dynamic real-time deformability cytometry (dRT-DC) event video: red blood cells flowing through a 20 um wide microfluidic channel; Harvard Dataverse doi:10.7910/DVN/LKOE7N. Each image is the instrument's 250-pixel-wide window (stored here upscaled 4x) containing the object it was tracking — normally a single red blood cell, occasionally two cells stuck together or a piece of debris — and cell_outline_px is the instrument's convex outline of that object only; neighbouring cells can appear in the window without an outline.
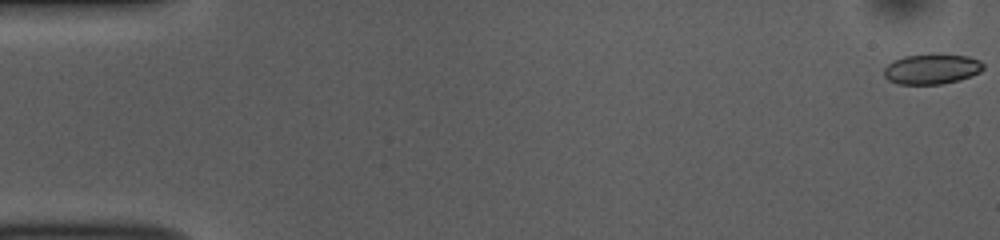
{"species": "common noctule bat (a hibernating species)", "species_latin": "Nyctalus noctula", "temperature_condition": "room temperature", "stored_images_in_passage": 54, "camera_frame_rate_fps": 3000, "um_per_image_px": 0.085, "animal": {"sex": "female", "body_mass_g": 10.0, "forearm_length_mm": 53.1}, "frame": {"image": 1, "passage_image": 1, "time_ms": 0.0, "image_size_px": [1000, 240], "cell_outline_px": [[984, 68], [980, 72], [972, 76], [960, 80], [940, 84], [900, 84], [888, 80], [884, 76], [884, 68], [892, 60], [904, 56], [932, 52], [936, 52], [968, 56], [980, 60], [984, 64]], "centroid_in_image_um": [79.22, 5.83], "position_along_channel_um": 5.8, "area_um2": 18.09}}
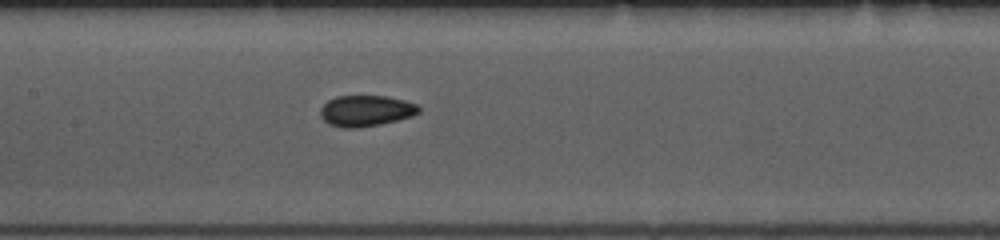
{"frame": {"image": 2, "passage_image": 26, "time_ms": 8.333, "image_size_px": [1000, 240], "cell_outline_px": [[420, 112], [412, 116], [380, 124], [356, 128], [344, 128], [328, 124], [320, 116], [320, 108], [328, 100], [336, 96], [388, 96], [404, 100], [416, 104], [420, 108]], "centroid_in_image_um": [31.08, 9.41], "position_along_channel_um": 176.3, "area_um2": 17.8}}
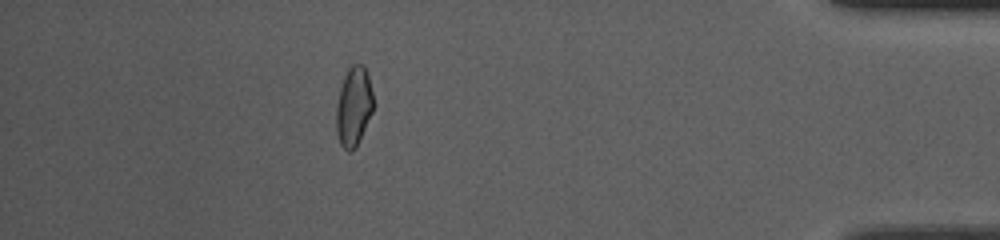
{"frame": {"image": 3, "passage_image": 48, "time_ms": 15.667, "image_size_px": [1000, 240], "cell_outline_px": [[372, 112], [352, 152], [348, 152], [340, 144], [336, 132], [336, 108], [340, 88], [344, 76], [348, 68], [352, 64], [364, 64], [368, 76], [372, 92]], "centroid_in_image_um": [30.04, 9.02], "position_along_channel_um": 405.2, "area_um2": 16.82}, "authors_computed_cell_mechanics": {"area_um2": 17.6579, "velocity_mm_per_s": 3.7741, "shape_relaxation_time_tau1_ms": null, "shape_relaxation_time_tau2_ms": 1.5433, "deformation_change_tau1": null, "deformation_change_tau2": 0.0553}}